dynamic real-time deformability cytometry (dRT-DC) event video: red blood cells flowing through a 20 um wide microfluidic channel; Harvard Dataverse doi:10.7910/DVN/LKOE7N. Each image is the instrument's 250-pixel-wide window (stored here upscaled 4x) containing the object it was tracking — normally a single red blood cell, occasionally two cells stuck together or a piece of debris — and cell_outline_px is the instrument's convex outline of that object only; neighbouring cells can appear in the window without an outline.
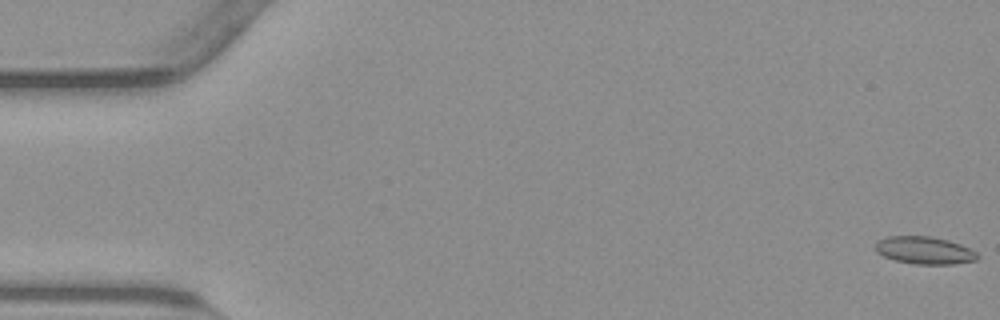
{"species": "common noctule bat (a hibernating species)", "species_latin": "Nyctalus noctula", "temperature_condition": "warm", "stored_images_in_passage": 55, "camera_frame_rate_fps": 3000, "um_per_image_px": 0.085, "animal": {"sex": "male", "body_mass_g": 23.1, "forearm_length_mm": 52.7}, "frame": {"image": 1, "passage_image": 1, "time_ms": 0.0, "image_size_px": [1000, 320], "cell_outline_px": [[980, 256], [976, 260], [952, 264], [916, 264], [896, 260], [884, 256], [876, 252], [876, 240], [888, 236], [932, 236], [948, 240], [960, 244], [976, 252]], "centroid_in_image_um": [78.57, 21.27], "position_along_channel_um": 6.4, "area_um2": 16.3}}
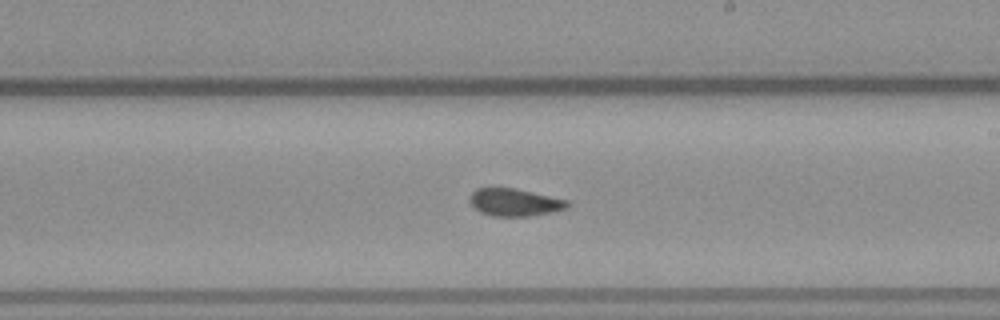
{"frame": {"image": 2, "passage_image": 32, "time_ms": 10.333, "image_size_px": [1000, 320], "cell_outline_px": [[568, 208], [552, 212], [528, 216], [492, 216], [480, 212], [472, 204], [472, 192], [476, 188], [516, 188], [568, 200]], "centroid_in_image_um": [43.78, 17.2], "position_along_channel_um": 245.2, "area_um2": 15.43}}
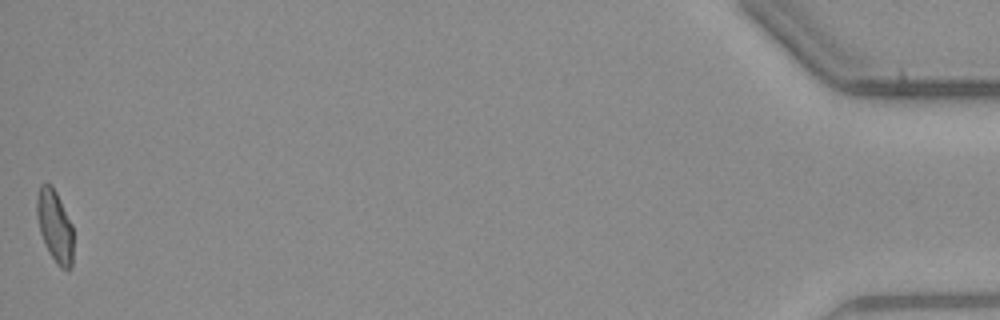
{"frame": {"image": 3, "passage_image": 55, "time_ms": 18.0, "image_size_px": [1000, 320], "cell_outline_px": [[72, 268], [68, 272], [60, 268], [56, 264], [48, 252], [44, 244], [40, 232], [36, 216], [36, 196], [40, 184], [52, 184], [72, 224]], "centroid_in_image_um": [4.64, 19.25], "position_along_channel_um": 430.6, "area_um2": 15.61}, "authors_computed_cell_mechanics": {"area_um2": 15.7794, "velocity_mm_per_s": 3.7955, "shape_relaxation_time_tau1_ms": null, "shape_relaxation_time_tau2_ms": 1.5004, "deformation_change_tau1": null, "deformation_change_tau2": 0.0443}}